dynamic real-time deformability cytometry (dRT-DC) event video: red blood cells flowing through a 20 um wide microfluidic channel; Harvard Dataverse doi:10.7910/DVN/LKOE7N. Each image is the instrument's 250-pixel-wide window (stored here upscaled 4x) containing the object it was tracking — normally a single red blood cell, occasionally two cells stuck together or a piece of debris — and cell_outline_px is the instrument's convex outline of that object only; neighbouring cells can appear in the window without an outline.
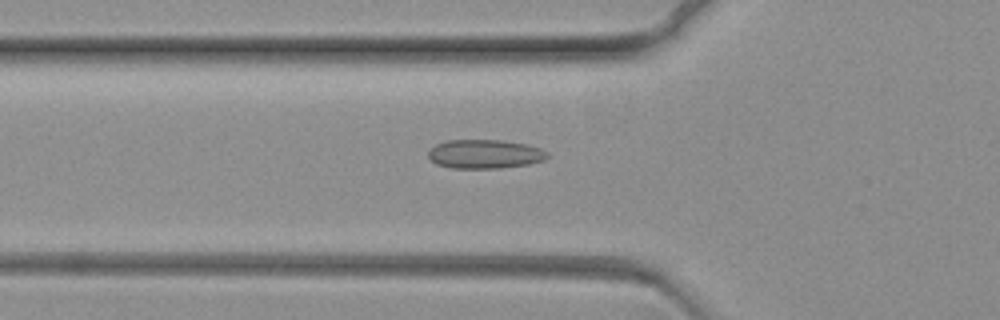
{"species": "common noctule bat (a hibernating species)", "species_latin": "Nyctalus noctula", "temperature_condition": "warm", "stored_images_in_passage": 64, "camera_frame_rate_fps": 3000, "um_per_image_px": 0.085, "animal": {"sex": "female", "body_mass_g": 19.3, "forearm_length_mm": 54.1}, "frame": {"image": 1, "passage_image": 19, "time_ms": 6.0, "image_size_px": [1000, 320], "cell_outline_px": [[548, 156], [544, 160], [528, 164], [500, 168], [452, 168], [436, 164], [428, 156], [428, 152], [436, 144], [448, 140], [500, 140], [528, 144], [540, 148], [548, 152]], "centroid_in_image_um": [41.22, 13.09], "position_along_channel_um": 84.6, "area_um2": 20.06}}
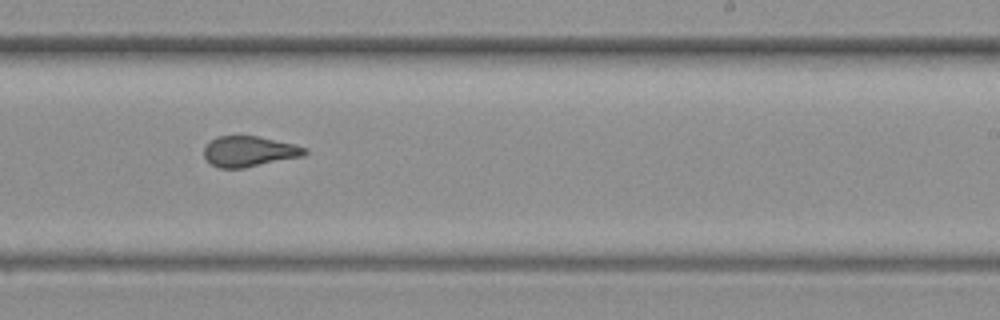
{"frame": {"image": 2, "passage_image": 38, "time_ms": 12.333, "image_size_px": [1000, 320], "cell_outline_px": [[308, 152], [304, 156], [244, 168], [220, 168], [212, 164], [204, 156], [204, 148], [216, 136], [256, 136], [292, 144], [308, 148]], "centroid_in_image_um": [21.2, 12.88], "position_along_channel_um": 267.8, "area_um2": 17.74}}
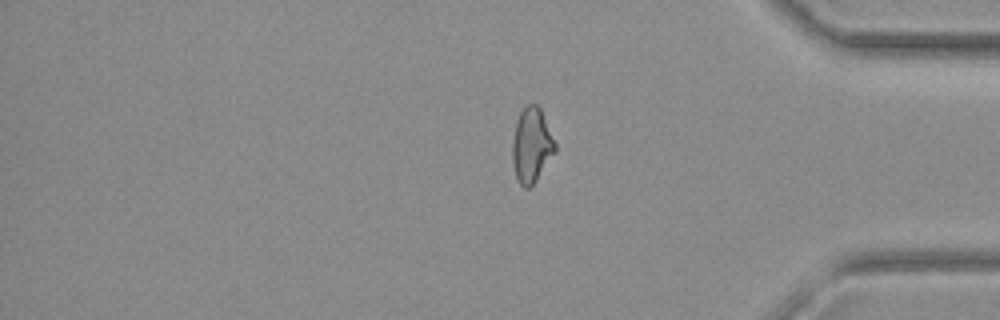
{"frame": {"image": 3, "passage_image": 53, "time_ms": 17.333, "image_size_px": [1000, 320], "cell_outline_px": [[556, 152], [532, 188], [524, 188], [516, 180], [512, 164], [512, 144], [516, 120], [520, 112], [528, 104], [536, 104], [540, 108], [556, 144]], "centroid_in_image_um": [45.18, 12.41], "position_along_channel_um": 390.0, "area_um2": 18.9}}